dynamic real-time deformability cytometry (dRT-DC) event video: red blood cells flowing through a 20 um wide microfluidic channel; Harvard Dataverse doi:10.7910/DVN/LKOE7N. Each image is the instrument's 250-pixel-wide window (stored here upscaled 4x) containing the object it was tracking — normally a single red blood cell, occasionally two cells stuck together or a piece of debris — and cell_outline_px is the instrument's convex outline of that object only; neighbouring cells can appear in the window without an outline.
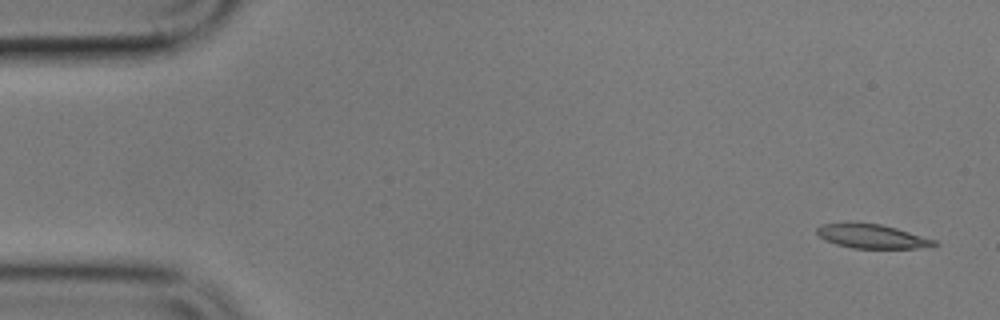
{"species": "common noctule bat (a hibernating species)", "species_latin": "Nyctalus noctula", "temperature_condition": "cold", "stored_images_in_passage": 4, "camera_frame_rate_fps": 3000, "um_per_image_px": 0.085, "animal": {"sex": "male", "body_mass_g": 17.9}, "frame": {"image": 1, "passage_image": 1, "time_ms": 0.0, "image_size_px": [1000, 320], "cell_outline_px": [[940, 244], [916, 248], [852, 248], [836, 244], [824, 240], [816, 232], [816, 228], [820, 224], [880, 224], [896, 228], [936, 240]], "centroid_in_image_um": [74.12, 20.1], "position_along_channel_um": 10.9, "area_um2": 16.01}}